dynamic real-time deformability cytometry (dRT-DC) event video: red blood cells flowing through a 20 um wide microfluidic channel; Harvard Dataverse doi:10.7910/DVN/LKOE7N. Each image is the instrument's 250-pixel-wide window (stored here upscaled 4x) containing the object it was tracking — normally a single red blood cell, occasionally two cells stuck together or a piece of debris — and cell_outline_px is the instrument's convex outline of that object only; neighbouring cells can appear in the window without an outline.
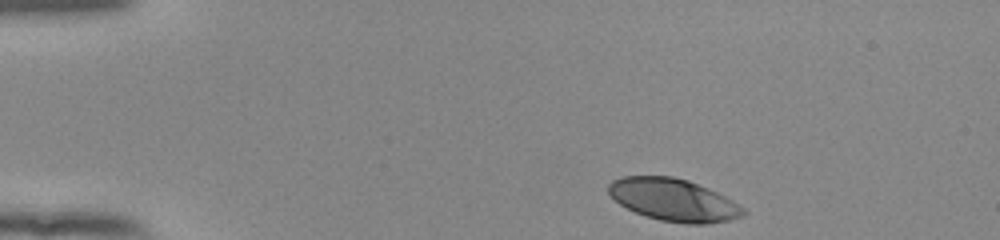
{"species": "human", "species_latin": "Homo sapiens", "temperature_condition": "room temperature", "stored_images_in_passage": 10, "camera_frame_rate_fps": 3000, "um_per_image_px": 0.085, "donor": {"sex": "female"}, "frame": {"image": 1, "passage_image": 1, "time_ms": 0.0, "image_size_px": [1000, 240], "cell_outline_px": [[748, 212], [744, 216], [728, 220], [708, 224], [688, 224], [660, 220], [644, 216], [620, 204], [608, 192], [608, 184], [612, 180], [620, 176], [672, 176], [688, 180], [708, 188], [724, 196], [744, 208]], "centroid_in_image_um": [57.25, 16.99], "position_along_channel_um": 27.7, "area_um2": 33.23}}